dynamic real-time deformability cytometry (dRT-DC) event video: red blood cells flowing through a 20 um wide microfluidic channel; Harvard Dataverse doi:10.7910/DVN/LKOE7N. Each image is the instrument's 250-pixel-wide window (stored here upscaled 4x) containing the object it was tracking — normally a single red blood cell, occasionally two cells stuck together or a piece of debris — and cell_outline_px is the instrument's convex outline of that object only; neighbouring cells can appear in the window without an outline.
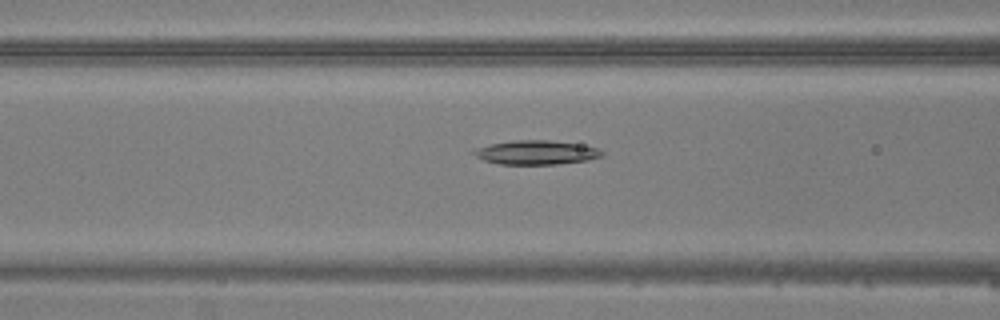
{"species": "common noctule bat (a hibernating species)", "species_latin": "Nyctalus noctula", "temperature_condition": "warm", "stored_images_in_passage": 49, "camera_frame_rate_fps": 3000, "um_per_image_px": 0.085, "animal": {"sex": "male", "body_mass_g": 20.5, "forearm_length_mm": 52.5}, "frame": {"image": 1, "passage_image": 20, "time_ms": 6.333, "image_size_px": [1000, 320], "cell_outline_px": [[604, 156], [588, 160], [556, 164], [500, 164], [484, 160], [468, 152], [472, 148], [512, 140], [548, 140], [576, 144], [596, 148], [604, 152]], "centroid_in_image_um": [45.51, 12.96], "position_along_channel_um": 121.1, "area_um2": 17.98}}
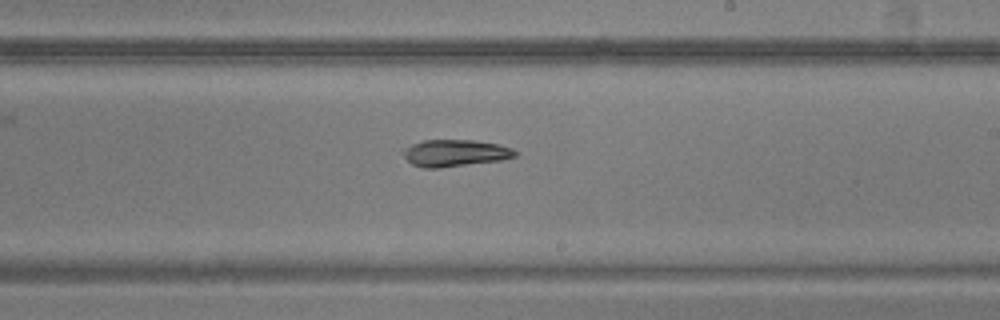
{"frame": {"image": 2, "passage_image": 29, "time_ms": 9.333, "image_size_px": [1000, 320], "cell_outline_px": [[520, 152], [516, 156], [500, 160], [440, 168], [424, 168], [412, 164], [400, 152], [400, 148], [424, 140], [472, 140], [496, 144], [512, 148]], "centroid_in_image_um": [38.64, 13.01], "position_along_channel_um": 250.4, "area_um2": 17.63}}
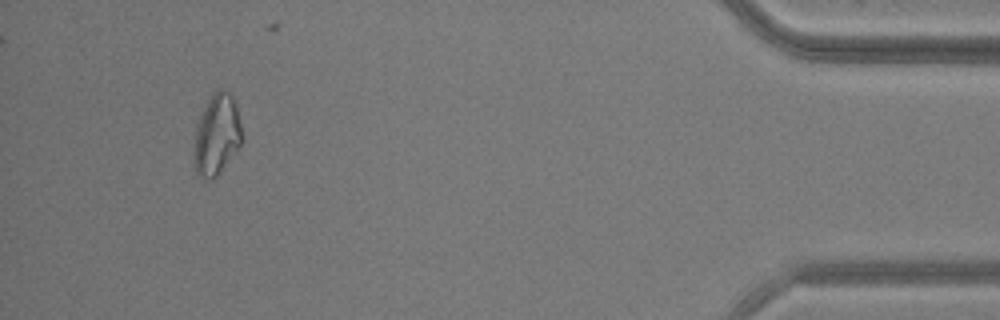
{"frame": {"image": 3, "passage_image": 45, "time_ms": 14.667, "image_size_px": [1000, 320], "cell_outline_px": [[244, 140], [240, 148], [216, 176], [212, 180], [208, 180], [196, 176], [196, 120], [212, 92], [216, 88], [220, 88], [228, 92], [232, 96], [236, 108], [244, 136]], "centroid_in_image_um": [18.46, 11.43], "position_along_channel_um": 416.7, "area_um2": 22.72}}